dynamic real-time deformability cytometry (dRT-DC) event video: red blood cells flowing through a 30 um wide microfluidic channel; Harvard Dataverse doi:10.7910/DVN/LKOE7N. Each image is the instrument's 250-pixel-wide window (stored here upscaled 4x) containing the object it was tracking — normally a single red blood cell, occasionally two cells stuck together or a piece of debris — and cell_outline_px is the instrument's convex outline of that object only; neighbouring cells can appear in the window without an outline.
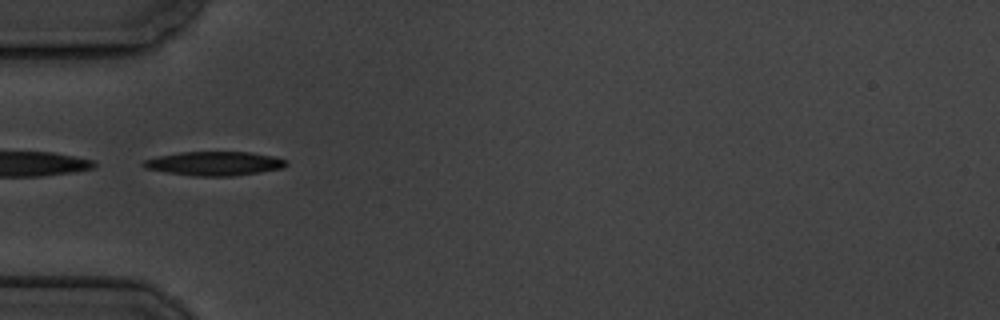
{"species": "common noctule bat (a hibernating species)", "species_latin": "Nyctalus noctula", "temperature_condition": "cold", "stored_images_in_passage": 9, "camera_frame_rate_fps": 3000, "um_per_image_px": 0.085, "animal": {"sex": "male", "body_mass_g": 19.5, "forearm_length_mm": 54.6}, "frame": {"image": 1, "passage_image": 6, "time_ms": 5.667, "image_size_px": [1000, 320], "cell_outline_px": [[288, 164], [284, 168], [232, 176], [196, 176], [168, 172], [144, 168], [140, 164], [144, 160], [160, 156], [180, 152], [248, 152], [272, 156], [284, 160]], "centroid_in_image_um": [18.21, 13.9], "position_along_channel_um": 66.8, "area_um2": 19.71}}
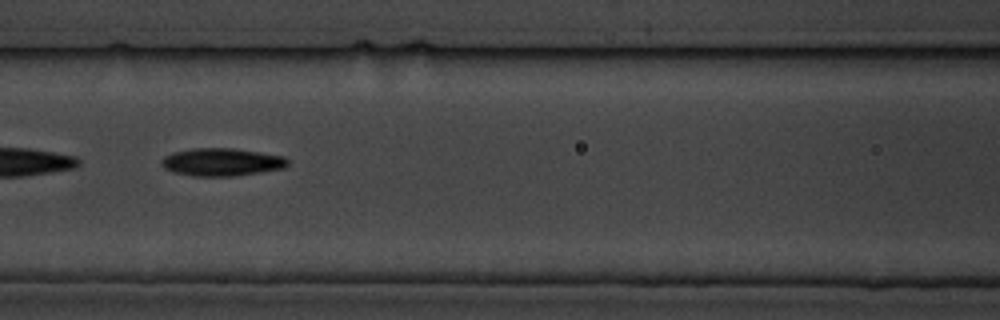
{"frame": {"image": 2, "passage_image": 8, "time_ms": 8.0, "image_size_px": [1000, 320], "cell_outline_px": [[288, 164], [284, 168], [260, 172], [232, 176], [192, 176], [172, 172], [164, 168], [160, 164], [160, 160], [164, 156], [172, 152], [192, 148], [232, 148], [284, 156], [288, 160]], "centroid_in_image_um": [18.79, 13.77], "position_along_channel_um": 147.8, "area_um2": 20.52}}
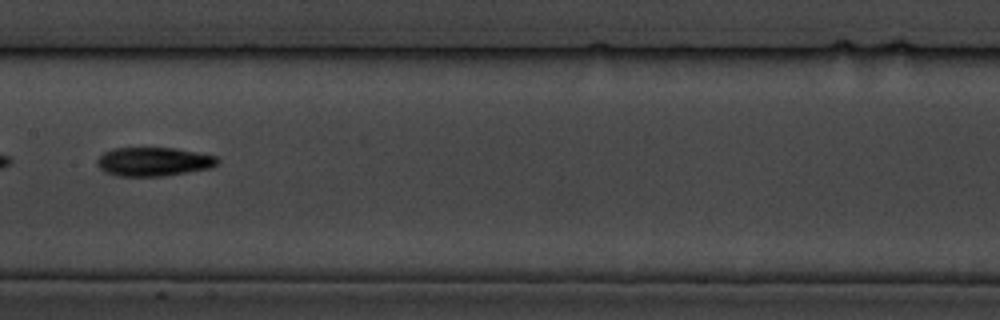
{"frame": {"image": 3, "passage_image": 9, "time_ms": 9.333, "image_size_px": [1000, 320], "cell_outline_px": [[220, 160], [212, 168], [164, 176], [116, 176], [104, 172], [96, 164], [96, 160], [104, 152], [112, 148], [176, 148], [216, 156]], "centroid_in_image_um": [13.04, 13.74], "position_along_channel_um": 194.4, "area_um2": 20.35}}